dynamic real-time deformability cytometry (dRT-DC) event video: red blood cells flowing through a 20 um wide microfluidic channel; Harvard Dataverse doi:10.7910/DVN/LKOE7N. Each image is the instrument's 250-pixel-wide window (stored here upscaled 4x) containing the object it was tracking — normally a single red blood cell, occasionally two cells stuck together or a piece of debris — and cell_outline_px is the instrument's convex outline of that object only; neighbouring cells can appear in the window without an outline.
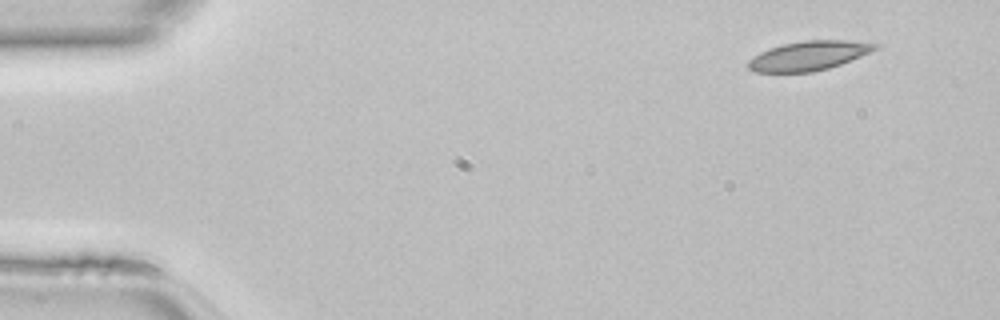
{"species": "common noctule bat (a hibernating species)", "species_latin": "Nyctalus noctula", "temperature_condition": "room temperature", "stored_images_in_passage": 11, "camera_frame_rate_fps": 3000, "um_per_image_px": 0.085, "animal": {"sex": "female", "body_mass_g": 22.7, "forearm_length_mm": 54.2}, "frame": {"image": 1, "passage_image": 1, "time_ms": 0.0, "image_size_px": [1000, 320], "cell_outline_px": [[880, 44], [876, 48], [860, 56], [840, 64], [828, 68], [812, 72], [752, 72], [748, 68], [748, 60], [760, 52], [768, 48], [784, 44], [804, 40], [844, 40]], "centroid_in_image_um": [68.68, 4.74], "position_along_channel_um": 16.3, "area_um2": 21.44}}
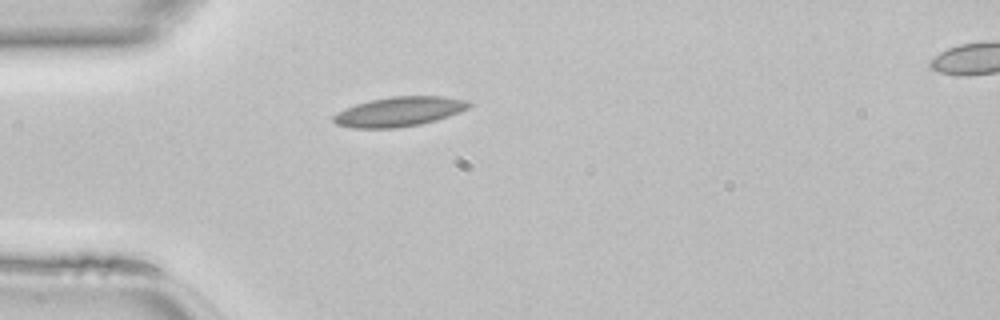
{"frame": {"image": 2, "passage_image": 10, "time_ms": 3.0, "image_size_px": [1000, 320], "cell_outline_px": [[472, 104], [468, 108], [448, 116], [436, 120], [420, 124], [396, 128], [352, 128], [336, 124], [332, 120], [332, 116], [336, 112], [344, 108], [368, 100], [392, 96], [444, 96], [468, 100]], "centroid_in_image_um": [33.89, 9.48], "position_along_channel_um": 51.1, "area_um2": 23.52}}